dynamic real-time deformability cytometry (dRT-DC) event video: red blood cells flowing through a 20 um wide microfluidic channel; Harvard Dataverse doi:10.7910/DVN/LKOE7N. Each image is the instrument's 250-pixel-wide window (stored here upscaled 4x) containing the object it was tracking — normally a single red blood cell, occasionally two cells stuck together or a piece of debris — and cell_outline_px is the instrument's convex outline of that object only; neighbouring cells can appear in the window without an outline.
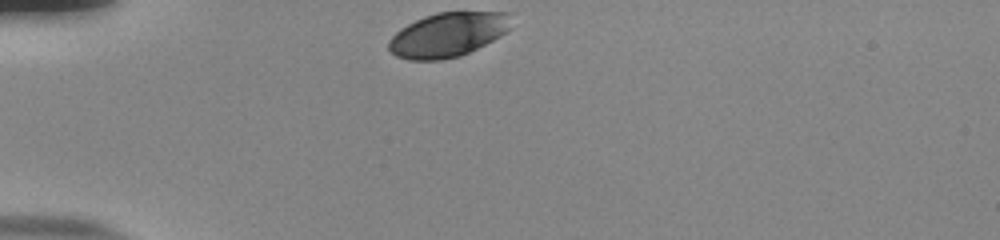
{"species": "human", "species_latin": "Homo sapiens", "temperature_condition": "room temperature", "stored_images_in_passage": 32, "camera_frame_rate_fps": 3000, "um_per_image_px": 0.085, "donor": {"sex": "male"}, "frame": {"image": 1, "passage_image": 1, "time_ms": 0.0, "image_size_px": [1000, 240], "cell_outline_px": [[512, 12], [508, 28], [500, 36], [460, 56], [440, 60], [408, 60], [396, 56], [388, 48], [388, 40], [400, 28], [424, 16], [436, 12]], "centroid_in_image_um": [38.03, 2.94], "position_along_channel_um": 47.0, "area_um2": 31.44}}
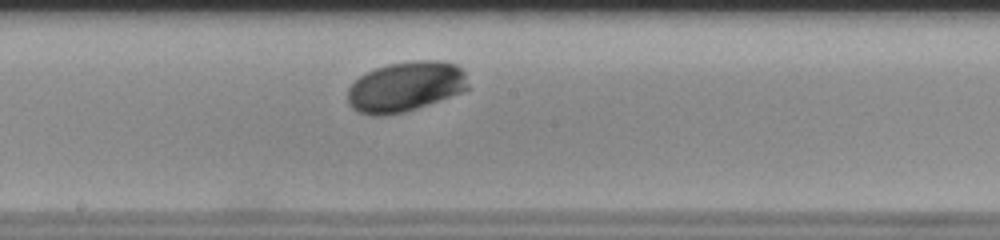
{"frame": {"image": 2, "passage_image": 17, "time_ms": 5.333, "image_size_px": [1000, 240], "cell_outline_px": [[468, 88], [460, 92], [428, 104], [404, 112], [384, 116], [372, 116], [356, 112], [348, 104], [348, 88], [360, 76], [376, 68], [388, 64], [412, 60], [444, 60], [456, 64], [464, 72], [468, 84]], "centroid_in_image_um": [34.44, 7.36], "position_along_channel_um": 213.8, "area_um2": 35.2}}
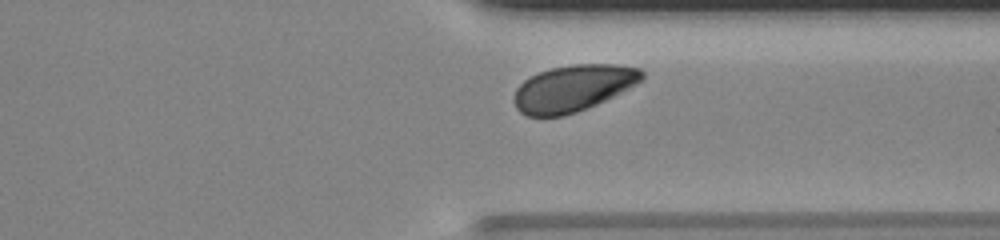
{"frame": {"image": 3, "passage_image": 29, "time_ms": 9.333, "image_size_px": [1000, 240], "cell_outline_px": [[644, 80], [596, 104], [576, 112], [564, 116], [528, 116], [520, 112], [516, 108], [512, 100], [516, 88], [524, 80], [540, 72], [552, 68], [572, 64], [616, 64], [640, 68], [644, 72]], "centroid_in_image_um": [48.7, 7.49], "position_along_channel_um": 362.7, "area_um2": 34.56}, "authors_computed_cell_mechanics": {"area_um2": 34.102, "velocity_mm_per_s": 3.7096, "shape_relaxation_time_tau1_ms": 2.281, "shape_relaxation_time_tau2_ms": null, "deformation_change_tau1": 0.1085, "deformation_change_tau2": null}}